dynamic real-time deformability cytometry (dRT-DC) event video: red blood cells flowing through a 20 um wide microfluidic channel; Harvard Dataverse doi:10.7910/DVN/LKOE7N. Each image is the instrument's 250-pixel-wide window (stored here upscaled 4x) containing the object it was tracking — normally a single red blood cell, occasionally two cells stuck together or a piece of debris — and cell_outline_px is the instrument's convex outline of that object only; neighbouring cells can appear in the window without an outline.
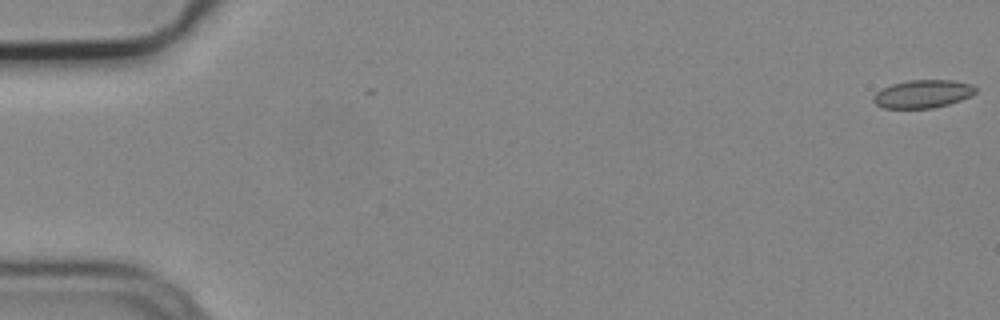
{"species": "common noctule bat (a hibernating species)", "species_latin": "Nyctalus noctula", "temperature_condition": "cold", "stored_images_in_passage": 5, "camera_frame_rate_fps": 3000, "um_per_image_px": 0.085, "animal": {"sex": "male", "body_mass_g": 19.2, "forearm_length_mm": 51.8}, "frame": {"image": 1, "passage_image": 5, "time_ms": 1.333, "image_size_px": [1000, 320], "cell_outline_px": [[976, 92], [960, 100], [948, 104], [932, 108], [884, 108], [876, 104], [872, 100], [876, 92], [892, 84], [908, 80], [952, 80], [972, 84], [976, 88]], "centroid_in_image_um": [78.43, 7.98], "position_along_channel_um": 6.6, "area_um2": 16.53}}